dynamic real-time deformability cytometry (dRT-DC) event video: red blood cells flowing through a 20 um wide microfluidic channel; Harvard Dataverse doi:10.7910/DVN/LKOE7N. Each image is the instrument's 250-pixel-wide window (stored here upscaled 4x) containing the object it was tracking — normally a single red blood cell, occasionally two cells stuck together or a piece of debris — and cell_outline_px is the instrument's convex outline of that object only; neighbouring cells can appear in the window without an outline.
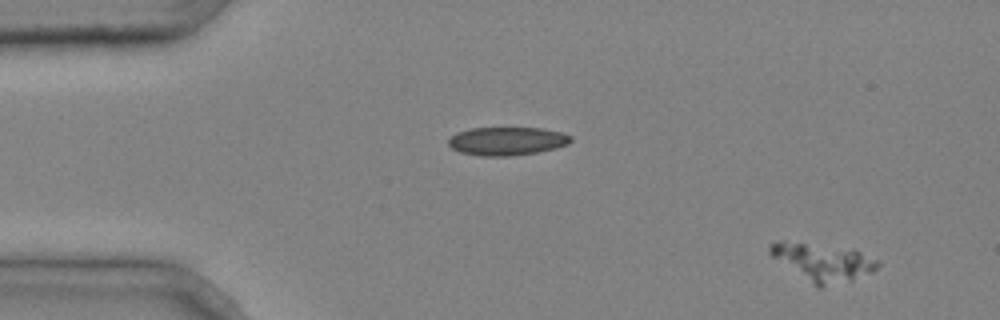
{"species": "common noctule bat (a hibernating species)", "species_latin": "Nyctalus noctula", "temperature_condition": "cold", "stored_images_in_passage": 7, "camera_frame_rate_fps": 3000, "um_per_image_px": 0.085, "animal": {"sex": "male", "body_mass_g": 20.4}, "frame": {"image": 1, "passage_image": 1, "time_ms": 0.0, "image_size_px": [1000, 320], "cell_outline_px": [[880, 264], [872, 272], [852, 280], [820, 288], [816, 288], [772, 256], [768, 252], [768, 248], [776, 240], [784, 240], [852, 248], [880, 260]], "centroid_in_image_um": [69.95, 22.27], "position_along_channel_um": 15.0, "area_um2": 23.93}}